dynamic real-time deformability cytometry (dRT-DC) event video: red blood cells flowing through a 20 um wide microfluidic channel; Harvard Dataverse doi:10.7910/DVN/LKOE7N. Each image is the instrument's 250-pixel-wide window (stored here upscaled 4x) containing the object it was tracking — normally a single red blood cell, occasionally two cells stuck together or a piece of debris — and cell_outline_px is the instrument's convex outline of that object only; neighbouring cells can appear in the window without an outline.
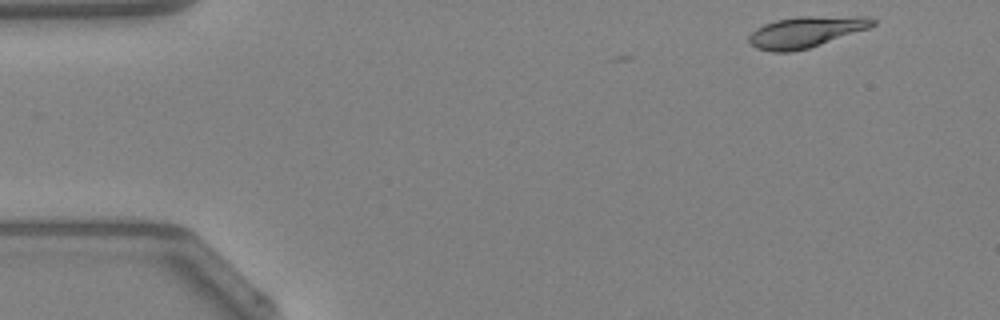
{"species": "Egyptian fruit bat (a non-hibernating species)", "species_latin": "Rousettus aegyptiacus", "temperature_condition": "warm", "stored_images_in_passage": 3, "camera_frame_rate_fps": 3000, "um_per_image_px": 0.085, "animal": {"sex": "female"}, "frame": {"image": 1, "passage_image": 1, "time_ms": 0.0, "image_size_px": [1000, 320], "cell_outline_px": [[876, 24], [868, 28], [808, 48], [792, 52], [772, 52], [756, 48], [748, 40], [748, 36], [756, 28], [764, 24], [776, 20], [800, 16], [868, 16], [876, 20]], "centroid_in_image_um": [68.49, 2.7], "position_along_channel_um": 16.5, "area_um2": 22.31}}